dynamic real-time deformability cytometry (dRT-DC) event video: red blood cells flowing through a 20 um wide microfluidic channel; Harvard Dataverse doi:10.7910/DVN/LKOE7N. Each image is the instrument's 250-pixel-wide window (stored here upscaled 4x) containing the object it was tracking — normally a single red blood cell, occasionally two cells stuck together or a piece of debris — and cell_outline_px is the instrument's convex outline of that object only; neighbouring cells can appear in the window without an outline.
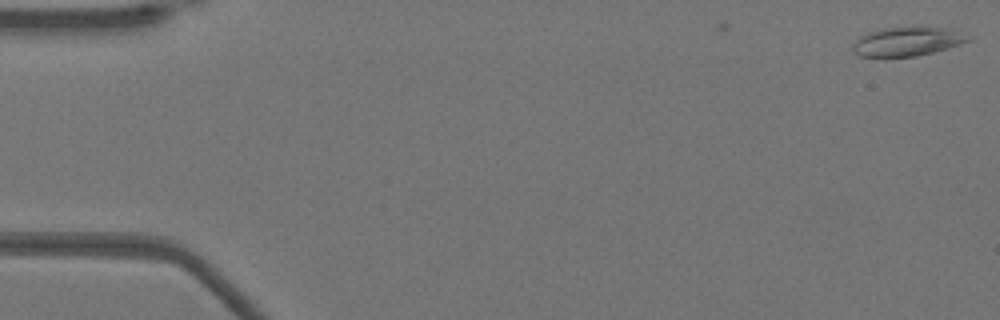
{"species": "Egyptian fruit bat (a non-hibernating species)", "species_latin": "Rousettus aegyptiacus", "temperature_condition": "warm", "stored_images_in_passage": 6, "camera_frame_rate_fps": 3000, "um_per_image_px": 0.085, "animal": {"sex": "female"}, "frame": {"image": 1, "passage_image": 1, "time_ms": 0.0, "image_size_px": [1000, 320], "cell_outline_px": [[972, 40], [948, 48], [916, 56], [860, 56], [852, 52], [852, 44], [860, 36], [868, 32], [880, 28], [948, 28], [972, 36]], "centroid_in_image_um": [77.11, 3.53], "position_along_channel_um": 7.9, "area_um2": 19.25}}